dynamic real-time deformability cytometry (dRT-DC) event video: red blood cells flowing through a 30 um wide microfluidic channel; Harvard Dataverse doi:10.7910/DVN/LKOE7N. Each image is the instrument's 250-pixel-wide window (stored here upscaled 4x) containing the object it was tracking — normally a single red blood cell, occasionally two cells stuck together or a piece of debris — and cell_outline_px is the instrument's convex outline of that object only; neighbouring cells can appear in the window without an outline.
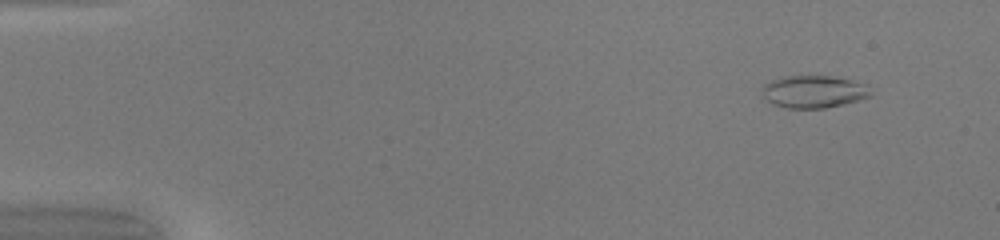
{"species": "common noctule bat (a hibernating species)", "species_latin": "Nyctalus noctula", "temperature_condition": "warm", "stored_images_in_passage": 50, "camera_frame_rate_fps": 3000, "um_per_image_px": 0.085, "animal": {"sex": "female", "body_mass_g": 20.0, "forearm_length_mm": 54.0}, "frame": {"image": 1, "passage_image": 5, "time_ms": 1.333, "image_size_px": [1000, 240], "cell_outline_px": [[872, 96], [844, 104], [824, 108], [784, 108], [772, 104], [764, 96], [760, 88], [764, 84], [772, 80], [784, 76], [832, 76], [852, 80], [868, 84]], "centroid_in_image_um": [69.17, 7.79], "position_along_channel_um": 15.8, "area_um2": 20.69}}
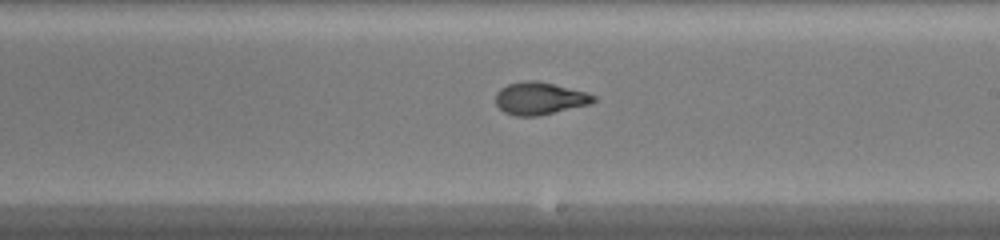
{"frame": {"image": 2, "passage_image": 30, "time_ms": 9.667, "image_size_px": [1000, 240], "cell_outline_px": [[596, 100], [588, 104], [536, 116], [516, 116], [504, 112], [496, 104], [496, 92], [500, 88], [508, 84], [524, 80], [536, 80], [588, 92], [596, 96]], "centroid_in_image_um": [45.85, 8.35], "position_along_channel_um": 243.2, "area_um2": 18.38}}
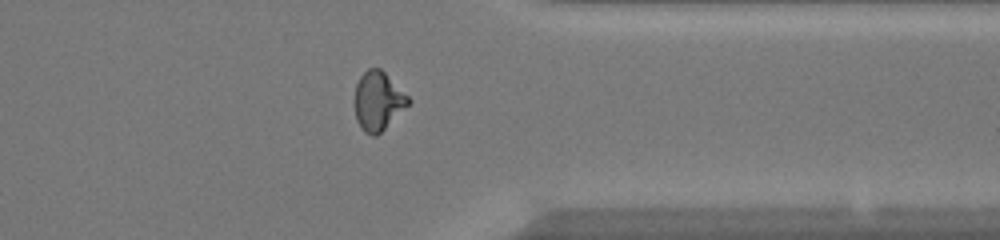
{"frame": {"image": 3, "passage_image": 40, "time_ms": 13.0, "image_size_px": [1000, 240], "cell_outline_px": [[412, 100], [376, 136], [372, 136], [364, 132], [360, 128], [356, 120], [352, 100], [356, 84], [360, 76], [368, 68], [380, 68]], "centroid_in_image_um": [32.06, 8.58], "position_along_channel_um": 379.3, "area_um2": 18.44}, "authors_computed_cell_mechanics": {"area_um2": 18.8428, "velocity_mm_per_s": 4.2408, "shape_relaxation_time_tau1_ms": null, "shape_relaxation_time_tau2_ms": 0.7399, "deformation_change_tau1": null, "deformation_change_tau2": 0.0586}}